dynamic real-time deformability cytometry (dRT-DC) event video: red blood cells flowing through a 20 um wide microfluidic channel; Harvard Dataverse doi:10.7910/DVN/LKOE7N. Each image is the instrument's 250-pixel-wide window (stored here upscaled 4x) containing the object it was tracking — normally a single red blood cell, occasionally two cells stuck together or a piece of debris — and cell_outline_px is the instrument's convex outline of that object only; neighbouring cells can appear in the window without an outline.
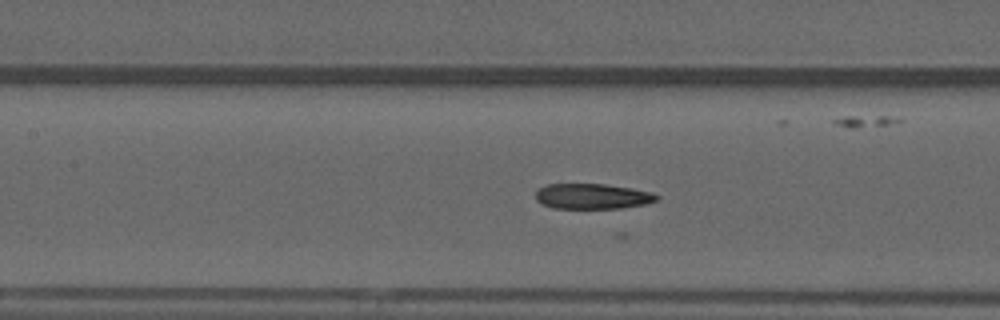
{"species": "common noctule bat (a hibernating species)", "species_latin": "Nyctalus noctula", "temperature_condition": "warm", "stored_images_in_passage": 18, "camera_frame_rate_fps": 3000, "um_per_image_px": 0.085, "animal": {"sex": "male", "forearm_length_mm": 52.5}, "frame": {"image": 1, "passage_image": 8, "time_ms": 2.333, "image_size_px": [1000, 320], "cell_outline_px": [[660, 196], [656, 200], [648, 204], [620, 208], [552, 208], [540, 204], [536, 200], [536, 192], [544, 184], [604, 184], [632, 188], [652, 192]], "centroid_in_image_um": [50.35, 16.69], "position_along_channel_um": 157.1, "area_um2": 18.03}}